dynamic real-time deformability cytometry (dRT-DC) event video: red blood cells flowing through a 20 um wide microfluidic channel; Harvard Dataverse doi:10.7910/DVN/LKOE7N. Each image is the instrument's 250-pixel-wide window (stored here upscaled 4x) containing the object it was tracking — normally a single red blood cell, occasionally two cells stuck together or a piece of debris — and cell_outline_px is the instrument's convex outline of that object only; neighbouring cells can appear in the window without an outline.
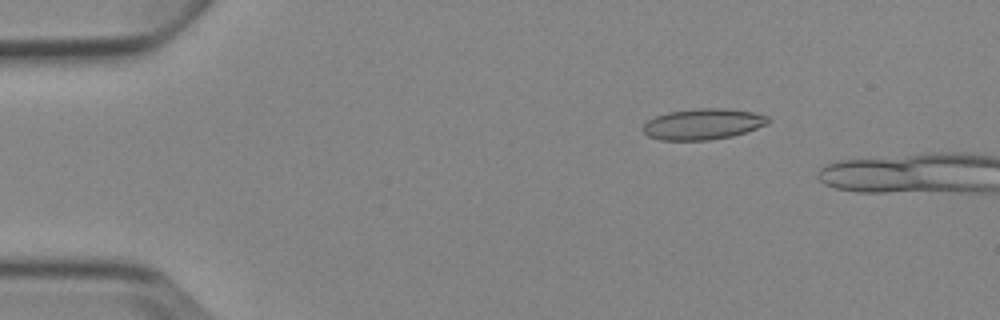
{"species": "Egyptian fruit bat (a non-hibernating species)", "species_latin": "Rousettus aegyptiacus", "temperature_condition": "cold", "stored_images_in_passage": 3, "camera_frame_rate_fps": 3000, "um_per_image_px": 0.085, "animal": {"sex": "female"}, "frame": {"image": 1, "passage_image": 2, "time_ms": 1.0, "image_size_px": [1000, 320], "cell_outline_px": [[772, 120], [768, 124], [732, 136], [708, 140], [660, 140], [648, 136], [640, 128], [648, 120], [656, 116], [668, 112], [700, 108], [724, 108], [752, 112], [768, 116]], "centroid_in_image_um": [59.74, 10.55], "position_along_channel_um": 25.3, "area_um2": 22.54}}